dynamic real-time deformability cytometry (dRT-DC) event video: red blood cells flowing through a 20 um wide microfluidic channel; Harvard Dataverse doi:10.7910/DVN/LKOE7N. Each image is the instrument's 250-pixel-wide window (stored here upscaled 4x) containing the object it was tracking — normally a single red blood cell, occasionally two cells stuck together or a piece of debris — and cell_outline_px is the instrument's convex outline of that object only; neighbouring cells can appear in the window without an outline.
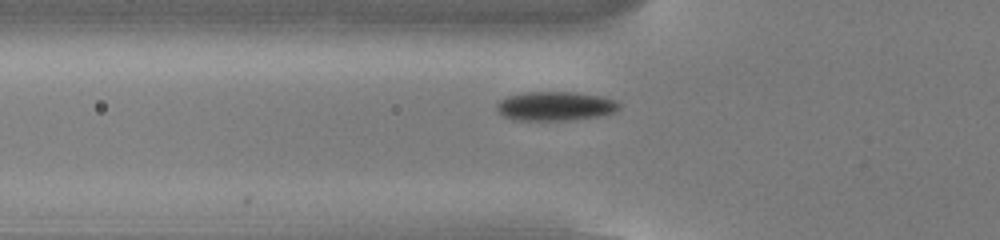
{"species": "common noctule bat (a hibernating species)", "species_latin": "Nyctalus noctula", "temperature_condition": "cold", "stored_images_in_passage": 30, "camera_frame_rate_fps": 3000, "um_per_image_px": 0.085, "animal": {"sex": "male", "body_mass_g": 13.0, "forearm_length_mm": 53.1}, "frame": {"image": 1, "passage_image": 12, "time_ms": 3.667, "image_size_px": [1000, 240], "cell_outline_px": [[620, 108], [616, 112], [596, 116], [568, 120], [512, 120], [504, 116], [496, 108], [496, 104], [500, 100], [508, 96], [524, 92], [576, 92], [600, 96], [616, 100], [620, 104]], "centroid_in_image_um": [47.2, 9.01], "position_along_channel_um": 78.6, "area_um2": 20.75}}
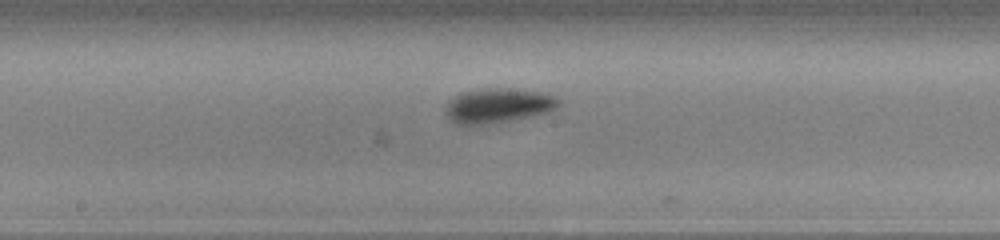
{"frame": {"image": 2, "passage_image": 22, "time_ms": 7.0, "image_size_px": [1000, 240], "cell_outline_px": [[560, 104], [556, 108], [548, 112], [532, 116], [488, 124], [456, 124], [444, 112], [448, 100], [464, 92], [488, 88], [508, 88], [544, 92], [560, 100]], "centroid_in_image_um": [42.35, 8.97], "position_along_channel_um": 205.9, "area_um2": 22.66}}
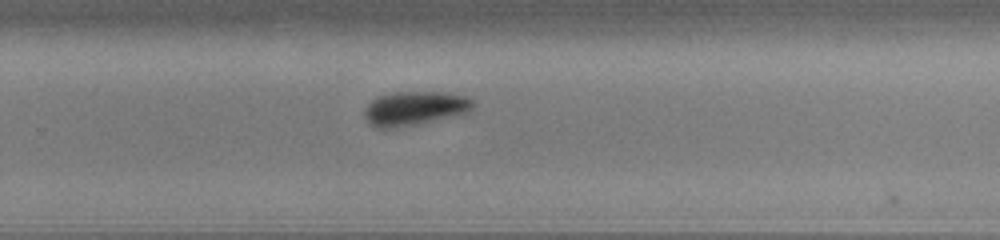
{"frame": {"image": 3, "passage_image": 29, "time_ms": 9.333, "image_size_px": [1000, 240], "cell_outline_px": [[476, 104], [468, 112], [420, 124], [396, 128], [376, 128], [364, 116], [364, 108], [376, 96], [392, 92], [448, 92], [464, 96], [472, 100]], "centroid_in_image_um": [35.24, 9.2], "position_along_channel_um": 294.6, "area_um2": 21.68}}